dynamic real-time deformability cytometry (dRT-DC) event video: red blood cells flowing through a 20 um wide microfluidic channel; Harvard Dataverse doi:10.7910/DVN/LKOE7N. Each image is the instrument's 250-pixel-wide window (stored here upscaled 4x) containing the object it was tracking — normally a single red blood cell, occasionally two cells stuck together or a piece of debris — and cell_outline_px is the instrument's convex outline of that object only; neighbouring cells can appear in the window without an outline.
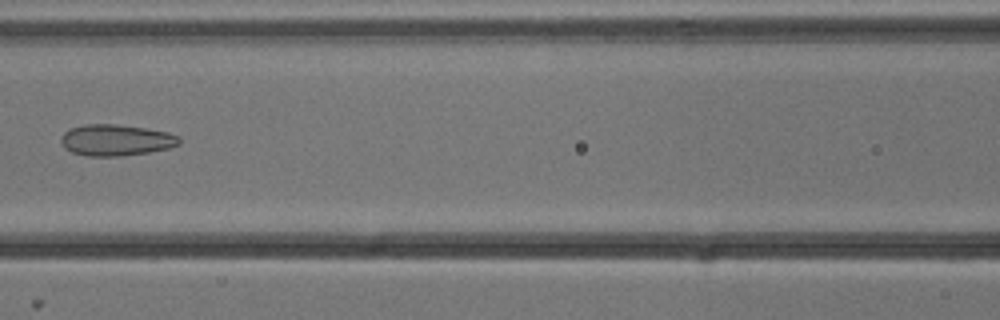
{"species": "common noctule bat (a hibernating species)", "species_latin": "Nyctalus noctula", "temperature_condition": "cold", "stored_images_in_passage": 7, "camera_frame_rate_fps": 3000, "um_per_image_px": 0.085, "animal": {"sex": "male", "body_mass_g": 13.3}, "frame": {"image": 1, "passage_image": 7, "time_ms": 2.0, "image_size_px": [1000, 320], "cell_outline_px": [[180, 144], [168, 148], [148, 152], [120, 156], [88, 156], [72, 152], [64, 148], [60, 140], [64, 132], [72, 128], [84, 124], [116, 124], [144, 128], [168, 132], [180, 136]], "centroid_in_image_um": [9.86, 11.91], "position_along_channel_um": 156.7, "area_um2": 21.5}}